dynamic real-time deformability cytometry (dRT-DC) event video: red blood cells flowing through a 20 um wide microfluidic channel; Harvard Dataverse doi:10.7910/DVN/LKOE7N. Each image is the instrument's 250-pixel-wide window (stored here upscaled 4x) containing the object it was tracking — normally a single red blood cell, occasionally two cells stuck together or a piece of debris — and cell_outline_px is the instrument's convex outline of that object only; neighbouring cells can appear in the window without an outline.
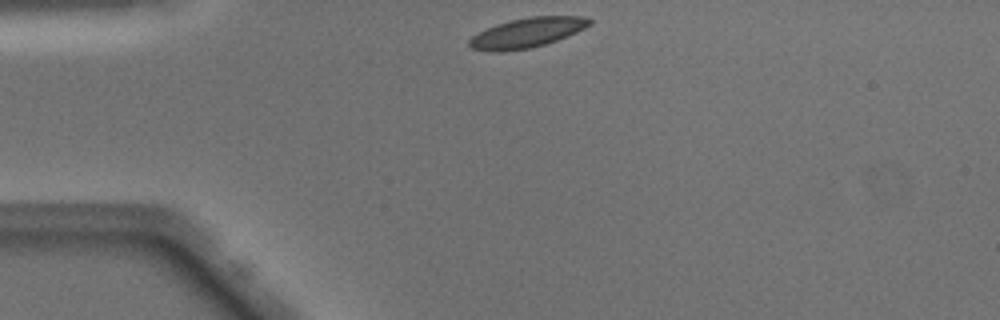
{"species": "Egyptian fruit bat (a non-hibernating species)", "species_latin": "Rousettus aegyptiacus", "temperature_condition": "warm", "stored_images_in_passage": 39, "camera_frame_rate_fps": 3000, "um_per_image_px": 0.085, "animal": {"sex": "male"}, "frame": {"image": 1, "passage_image": 1, "time_ms": 0.0, "image_size_px": [1000, 320], "cell_outline_px": [[592, 24], [568, 36], [532, 48], [504, 52], [492, 52], [472, 48], [468, 44], [468, 40], [472, 36], [496, 24], [512, 20], [532, 16], [584, 16], [592, 20]], "centroid_in_image_um": [44.81, 2.79], "position_along_channel_um": 40.2, "area_um2": 20.81}}
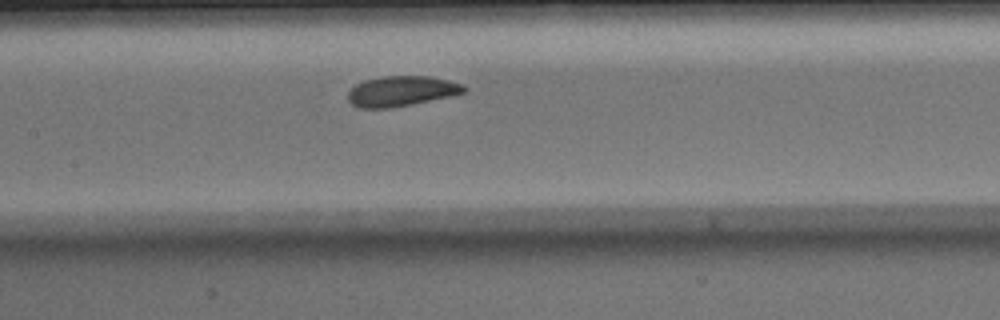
{"frame": {"image": 2, "passage_image": 13, "time_ms": 4.0, "image_size_px": [1000, 320], "cell_outline_px": [[468, 88], [464, 92], [456, 96], [392, 108], [356, 108], [348, 100], [348, 92], [356, 84], [364, 80], [384, 76], [428, 76], [448, 80], [464, 84]], "centroid_in_image_um": [34.16, 7.76], "position_along_channel_um": 173.2, "area_um2": 20.81}}
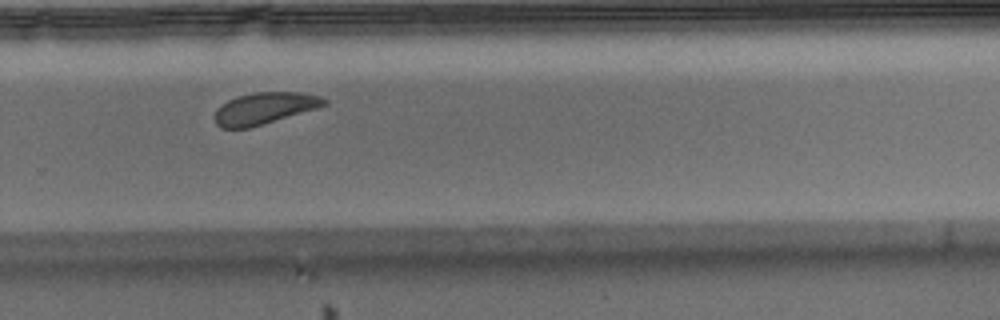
{"frame": {"image": 3, "passage_image": 23, "time_ms": 7.333, "image_size_px": [1000, 320], "cell_outline_px": [[328, 104], [320, 108], [248, 128], [220, 128], [216, 124], [216, 108], [220, 104], [228, 100], [252, 92], [300, 92], [320, 96], [328, 100]], "centroid_in_image_um": [22.52, 9.2], "position_along_channel_um": 307.3, "area_um2": 20.29}, "authors_computed_cell_mechanics": {"area_um2": 21.097, "velocity_mm_per_s": 4.0355, "shape_relaxation_time_tau1_ms": 2.0524, "shape_relaxation_time_tau2_ms": 9.0284, "deformation_change_tau1": 0.0762, "deformation_change_tau2": 0.1546}}